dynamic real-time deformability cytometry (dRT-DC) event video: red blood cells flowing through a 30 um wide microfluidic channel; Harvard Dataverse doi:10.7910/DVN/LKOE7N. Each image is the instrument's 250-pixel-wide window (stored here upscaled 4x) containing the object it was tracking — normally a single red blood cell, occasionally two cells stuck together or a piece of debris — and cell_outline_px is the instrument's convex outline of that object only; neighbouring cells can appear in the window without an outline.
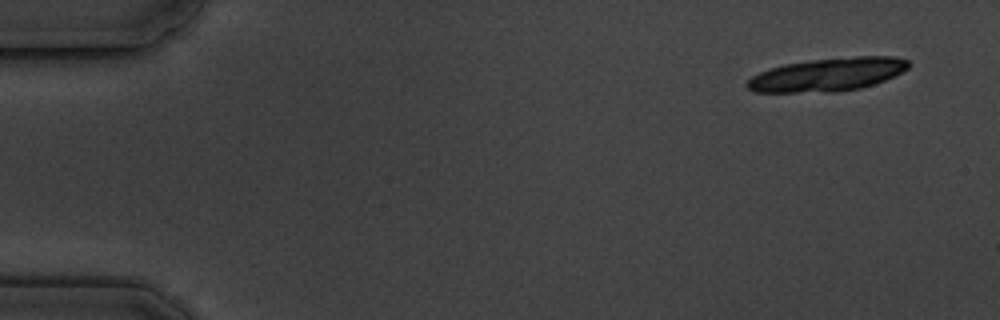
{"species": "common noctule bat (a hibernating species)", "species_latin": "Nyctalus noctula", "temperature_condition": "cold", "stored_images_in_passage": 6, "camera_frame_rate_fps": 3000, "um_per_image_px": 0.085, "animal": {"sex": "male", "body_mass_g": 19.5, "forearm_length_mm": 54.6}, "frame": {"image": 1, "passage_image": 1, "time_ms": 0.0, "image_size_px": [1000, 320], "cell_outline_px": [[908, 68], [884, 80], [860, 88], [832, 92], [752, 92], [744, 84], [752, 76], [768, 68], [784, 64], [812, 60], [856, 56], [896, 56], [908, 60]], "centroid_in_image_um": [70.3, 6.34], "position_along_channel_um": 14.7, "area_um2": 31.1}}